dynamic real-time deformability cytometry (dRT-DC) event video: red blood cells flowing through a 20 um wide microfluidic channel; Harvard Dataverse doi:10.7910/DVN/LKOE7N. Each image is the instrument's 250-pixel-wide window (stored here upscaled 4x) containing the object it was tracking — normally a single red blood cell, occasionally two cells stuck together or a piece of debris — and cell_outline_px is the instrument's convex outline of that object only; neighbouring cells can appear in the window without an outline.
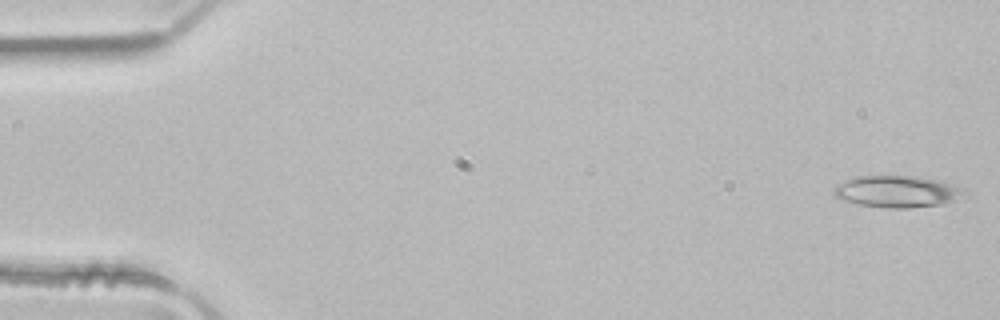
{"species": "common noctule bat (a hibernating species)", "species_latin": "Nyctalus noctula", "temperature_condition": "room temperature", "stored_images_in_passage": 3, "camera_frame_rate_fps": 3000, "um_per_image_px": 0.085, "animal": {"sex": "male", "body_mass_g": 21.5, "forearm_length_mm": 52.0}, "frame": {"image": 1, "passage_image": 3, "time_ms": 0.667, "image_size_px": [1000, 320], "cell_outline_px": [[972, 192], [968, 196], [944, 204], [908, 208], [888, 208], [860, 204], [844, 200], [836, 196], [832, 192], [836, 184], [856, 176], [912, 176], [936, 180], [964, 188]], "centroid_in_image_um": [76.34, 16.29], "position_along_channel_um": 8.7, "area_um2": 24.28}}